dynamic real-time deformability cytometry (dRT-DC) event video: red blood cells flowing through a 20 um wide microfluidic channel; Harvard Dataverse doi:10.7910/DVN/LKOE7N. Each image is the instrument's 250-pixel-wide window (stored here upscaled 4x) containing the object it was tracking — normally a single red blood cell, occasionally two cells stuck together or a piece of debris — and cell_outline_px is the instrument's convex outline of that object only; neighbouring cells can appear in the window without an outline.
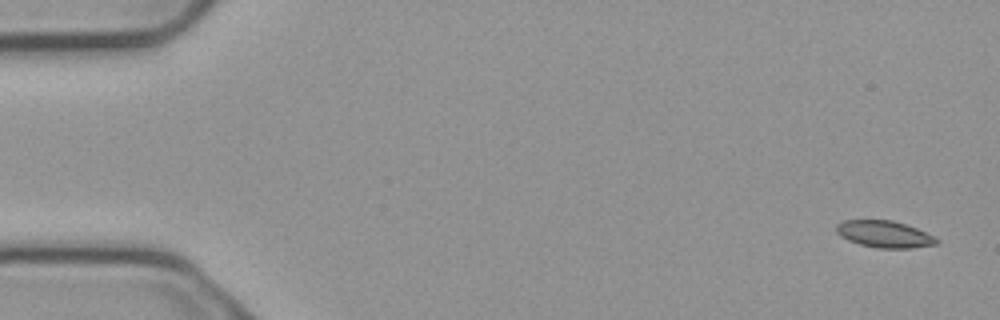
{"species": "common noctule bat (a hibernating species)", "species_latin": "Nyctalus noctula", "temperature_condition": "cold", "stored_images_in_passage": 5, "camera_frame_rate_fps": 3000, "um_per_image_px": 0.085, "animal": {"sex": "male", "body_mass_g": 23.1, "forearm_length_mm": 52.7}, "frame": {"image": 1, "passage_image": 1, "time_ms": 0.0, "image_size_px": [1000, 320], "cell_outline_px": [[940, 240], [936, 244], [912, 248], [876, 248], [860, 244], [848, 240], [840, 236], [836, 232], [836, 224], [844, 220], [892, 220], [916, 228]], "centroid_in_image_um": [75.14, 19.9], "position_along_channel_um": 9.9, "area_um2": 15.55}}